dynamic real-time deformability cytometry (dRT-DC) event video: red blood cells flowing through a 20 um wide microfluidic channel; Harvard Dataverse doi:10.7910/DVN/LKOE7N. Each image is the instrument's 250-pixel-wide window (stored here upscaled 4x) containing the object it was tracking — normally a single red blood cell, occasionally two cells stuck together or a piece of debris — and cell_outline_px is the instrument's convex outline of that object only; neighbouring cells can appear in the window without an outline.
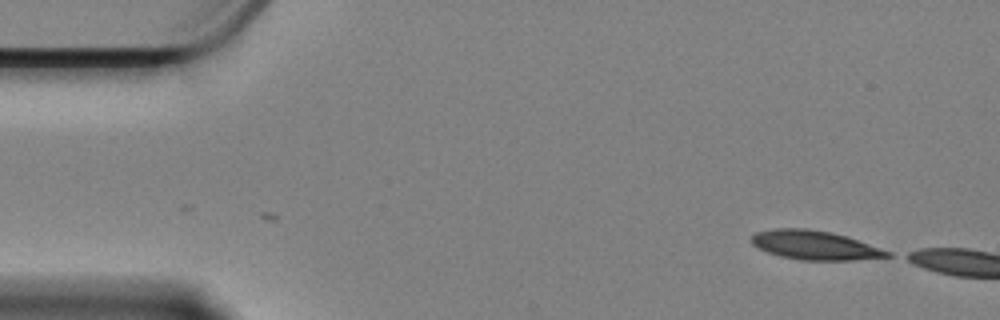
{"species": "Egyptian fruit bat (a non-hibernating species)", "species_latin": "Rousettus aegyptiacus", "temperature_condition": "cold", "stored_images_in_passage": 7, "camera_frame_rate_fps": 3000, "um_per_image_px": 0.085, "animal": {"sex": "female"}, "frame": {"image": 1, "passage_image": 1, "time_ms": 0.0, "image_size_px": [1000, 320], "cell_outline_px": [[892, 256], [856, 260], [800, 260], [780, 256], [756, 248], [752, 244], [752, 236], [756, 232], [776, 228], [804, 228], [832, 232], [892, 252]], "centroid_in_image_um": [69.23, 20.84], "position_along_channel_um": 15.8, "area_um2": 22.83}}